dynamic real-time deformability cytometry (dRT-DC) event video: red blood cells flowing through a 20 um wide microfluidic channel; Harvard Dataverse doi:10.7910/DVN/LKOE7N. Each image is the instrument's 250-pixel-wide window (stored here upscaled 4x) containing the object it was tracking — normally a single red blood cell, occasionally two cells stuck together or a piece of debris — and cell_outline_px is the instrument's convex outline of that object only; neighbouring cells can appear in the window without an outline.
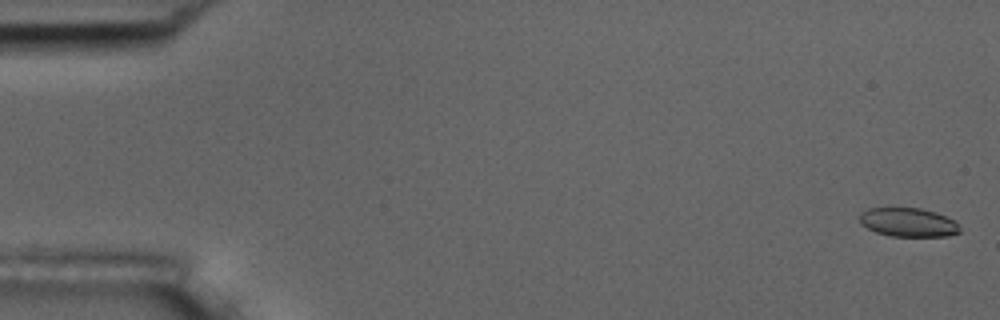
{"species": "common noctule bat (a hibernating species)", "species_latin": "Nyctalus noctula", "temperature_condition": "room temperature", "stored_images_in_passage": 56, "camera_frame_rate_fps": 3000, "um_per_image_px": 0.085, "animal": {"sex": "male", "body_mass_g": 17.5, "forearm_length_mm": 52.3}, "frame": {"image": 1, "passage_image": 2, "time_ms": 0.333, "image_size_px": [1000, 320], "cell_outline_px": [[960, 232], [948, 236], [888, 236], [876, 232], [860, 224], [860, 212], [868, 208], [920, 208], [956, 220], [960, 228]], "centroid_in_image_um": [77.19, 18.9], "position_along_channel_um": 7.8, "area_um2": 16.82}}
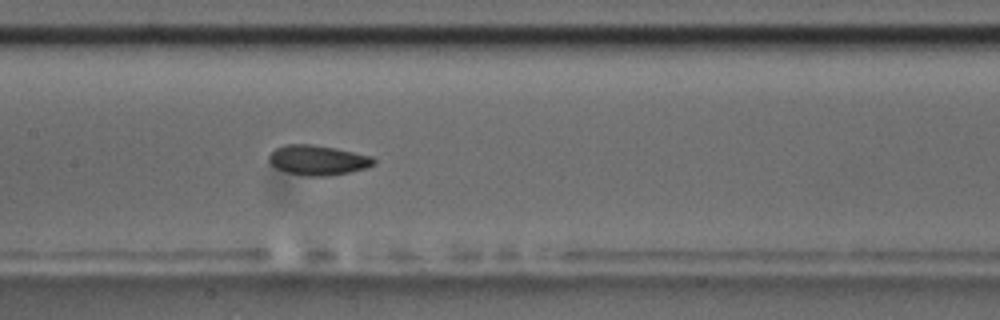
{"frame": {"image": 2, "passage_image": 28, "time_ms": 9.0, "image_size_px": [1000, 320], "cell_outline_px": [[376, 164], [364, 168], [348, 172], [328, 176], [308, 176], [288, 172], [276, 168], [268, 160], [268, 156], [276, 148], [284, 144], [312, 144], [336, 148], [372, 156], [376, 160]], "centroid_in_image_um": [27.02, 13.6], "position_along_channel_um": 180.4, "area_um2": 18.21}}
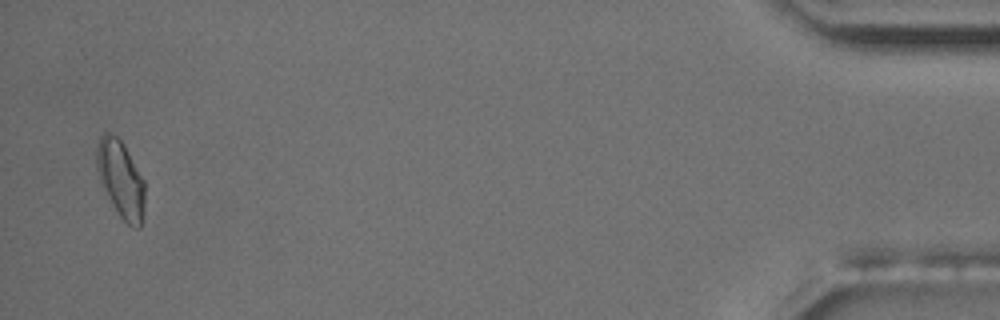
{"frame": {"image": 3, "passage_image": 55, "time_ms": 18.0, "image_size_px": [1000, 320], "cell_outline_px": [[144, 212], [140, 228], [136, 228], [128, 224], [120, 216], [104, 192], [100, 184], [96, 168], [96, 148], [100, 136], [104, 132], [108, 132], [116, 136], [124, 144], [144, 180]], "centroid_in_image_um": [10.24, 15.21], "position_along_channel_um": 425.0, "area_um2": 21.79}, "authors_computed_cell_mechanics": {"area_um2": 18.207, "velocity_mm_per_s": 3.6567, "shape_relaxation_time_tau1_ms": 2.4585, "shape_relaxation_time_tau2_ms": 2.1536, "deformation_change_tau1": 0.1016, "deformation_change_tau2": 0.0717}}